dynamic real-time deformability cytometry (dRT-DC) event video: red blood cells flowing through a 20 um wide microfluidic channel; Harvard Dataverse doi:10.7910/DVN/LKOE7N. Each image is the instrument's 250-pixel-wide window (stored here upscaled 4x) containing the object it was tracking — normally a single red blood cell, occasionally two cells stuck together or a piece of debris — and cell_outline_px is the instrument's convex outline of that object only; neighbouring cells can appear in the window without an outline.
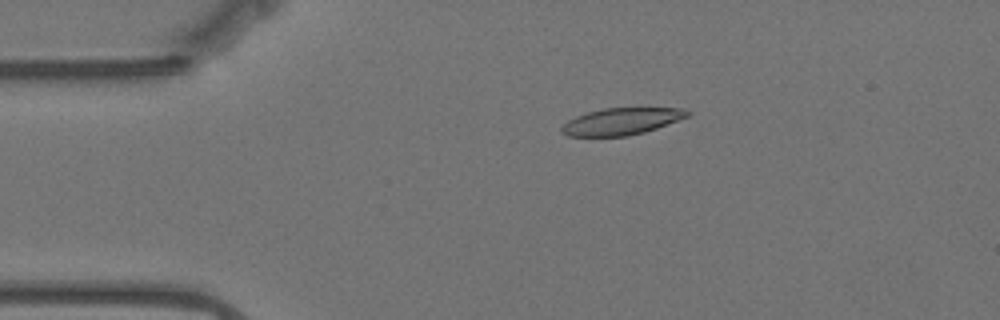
{"species": "Egyptian fruit bat (a non-hibernating species)", "species_latin": "Rousettus aegyptiacus", "temperature_condition": "warm", "stored_images_in_passage": 48, "camera_frame_rate_fps": 3000, "um_per_image_px": 0.085, "animal": {"sex": "female"}, "frame": {"image": 1, "passage_image": 1, "time_ms": 0.0, "image_size_px": [1000, 320], "cell_outline_px": [[692, 112], [688, 116], [656, 128], [644, 132], [628, 136], [568, 136], [560, 132], [560, 128], [568, 120], [576, 116], [588, 112], [604, 108], [684, 108]], "centroid_in_image_um": [52.81, 10.32], "position_along_channel_um": 32.2, "area_um2": 19.59}}
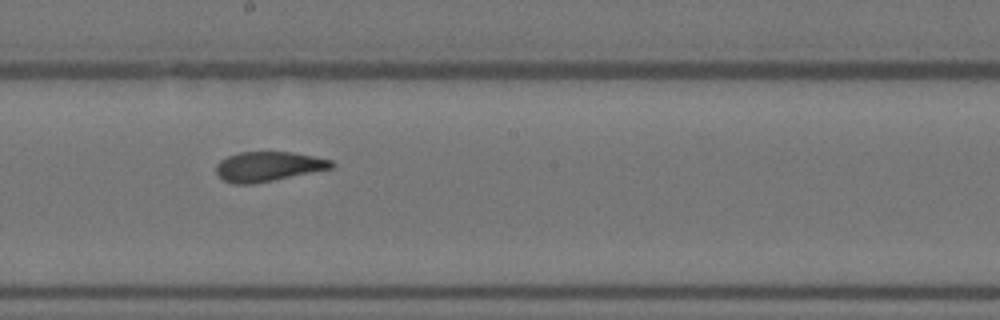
{"frame": {"image": 2, "passage_image": 21, "time_ms": 6.667, "image_size_px": [1000, 320], "cell_outline_px": [[336, 164], [332, 168], [252, 184], [232, 184], [224, 180], [216, 172], [216, 164], [220, 160], [228, 156], [240, 152], [292, 152], [332, 160]], "centroid_in_image_um": [22.78, 14.15], "position_along_channel_um": 225.4, "area_um2": 19.77}}
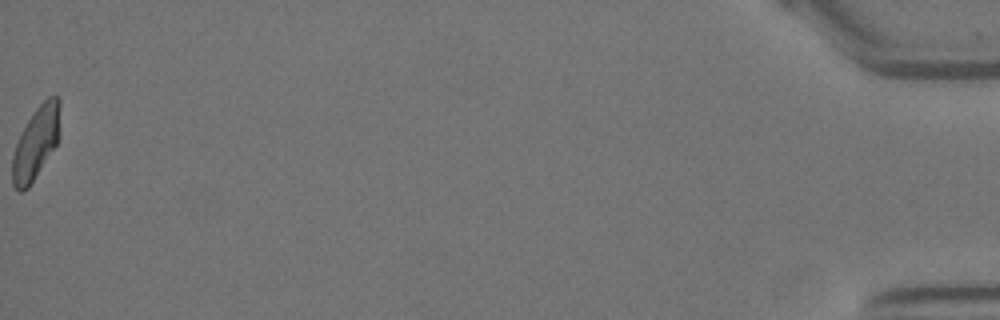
{"frame": {"image": 3, "passage_image": 48, "time_ms": 15.667, "image_size_px": [1000, 320], "cell_outline_px": [[60, 104], [56, 144], [28, 188], [20, 192], [12, 184], [12, 156], [16, 144], [28, 120], [36, 108], [48, 96], [60, 96]], "centroid_in_image_um": [3.03, 12.14], "position_along_channel_um": 432.2, "area_um2": 19.48}, "authors_computed_cell_mechanics": {"area_um2": 20.1144, "velocity_mm_per_s": 3.4826, "shape_relaxation_time_tau1_ms": null, "shape_relaxation_time_tau2_ms": 1.6283, "deformation_change_tau1": null, "deformation_change_tau2": 0.0898}}